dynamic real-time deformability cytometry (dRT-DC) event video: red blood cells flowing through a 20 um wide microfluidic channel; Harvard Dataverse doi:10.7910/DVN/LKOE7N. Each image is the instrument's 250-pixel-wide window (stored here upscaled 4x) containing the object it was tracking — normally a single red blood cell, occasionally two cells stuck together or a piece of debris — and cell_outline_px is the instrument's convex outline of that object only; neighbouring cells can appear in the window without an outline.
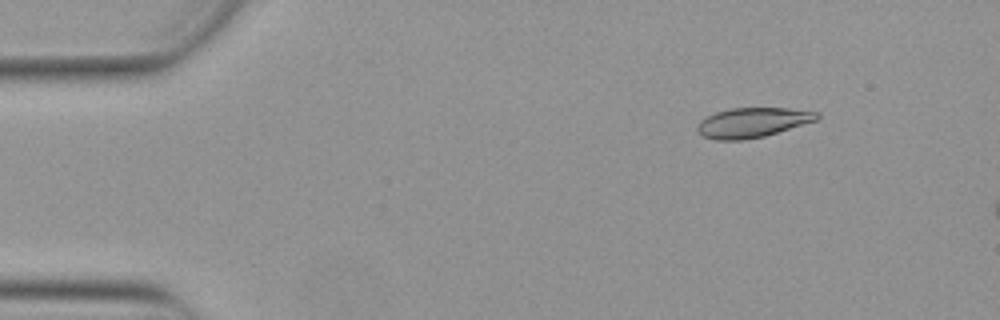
{"species": "Egyptian fruit bat (a non-hibernating species)", "species_latin": "Rousettus aegyptiacus", "temperature_condition": "warm", "stored_images_in_passage": 8, "camera_frame_rate_fps": 3000, "um_per_image_px": 0.085, "animal": {"sex": "female"}, "frame": {"image": 1, "passage_image": 1, "time_ms": 0.0, "image_size_px": [1000, 320], "cell_outline_px": [[820, 116], [816, 120], [764, 136], [744, 140], [716, 140], [704, 136], [696, 128], [700, 120], [716, 112], [728, 108], [788, 108], [820, 112]], "centroid_in_image_um": [63.96, 10.41], "position_along_channel_um": 21.0, "area_um2": 20.58}}